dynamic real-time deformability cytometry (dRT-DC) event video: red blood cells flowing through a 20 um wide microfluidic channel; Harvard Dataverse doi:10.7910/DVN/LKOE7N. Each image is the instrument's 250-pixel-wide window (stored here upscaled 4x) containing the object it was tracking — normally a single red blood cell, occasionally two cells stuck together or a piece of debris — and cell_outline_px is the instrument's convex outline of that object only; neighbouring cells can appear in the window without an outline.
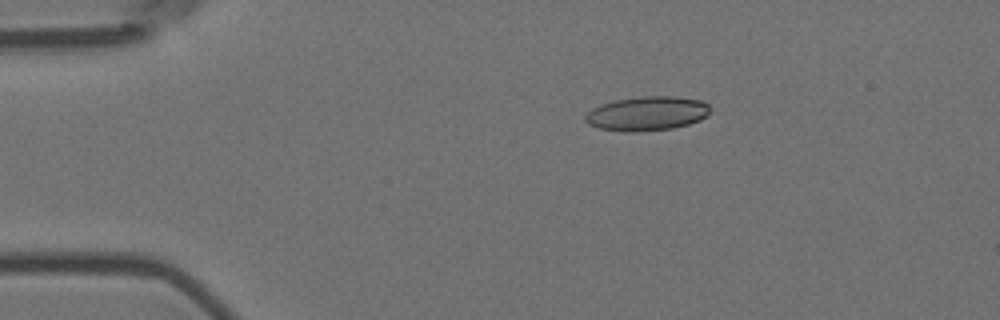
{"species": "Egyptian fruit bat (a non-hibernating species)", "species_latin": "Rousettus aegyptiacus", "temperature_condition": "room temperature", "stored_images_in_passage": 6, "camera_frame_rate_fps": 3000, "um_per_image_px": 0.085, "animal": {"sex": "female"}, "frame": {"image": 1, "passage_image": 3, "time_ms": 0.667, "image_size_px": [1000, 320], "cell_outline_px": [[708, 116], [700, 120], [688, 124], [672, 128], [636, 132], [628, 132], [600, 128], [588, 124], [584, 120], [584, 116], [592, 108], [600, 104], [616, 100], [644, 96], [676, 96], [700, 100], [708, 104]], "centroid_in_image_um": [54.98, 9.65], "position_along_channel_um": 30.0, "area_um2": 24.85}}
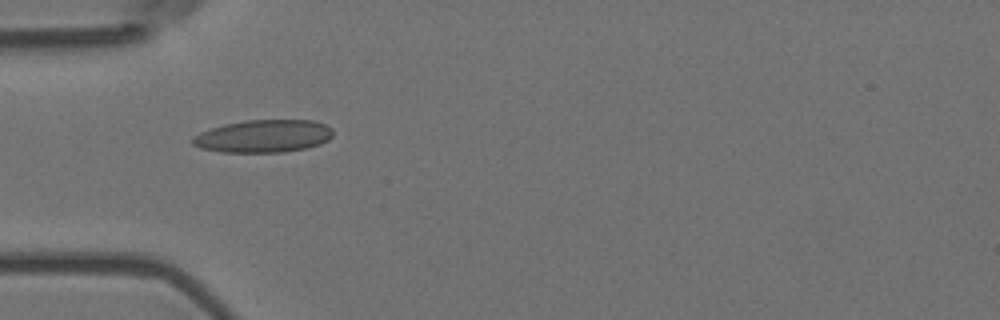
{"frame": {"image": 2, "passage_image": 5, "time_ms": 1.333, "image_size_px": [1000, 320], "cell_outline_px": [[332, 136], [328, 140], [320, 144], [304, 148], [280, 152], [220, 152], [200, 148], [192, 144], [192, 136], [200, 132], [224, 124], [248, 120], [312, 120], [324, 124], [332, 128]], "centroid_in_image_um": [22.37, 11.57], "position_along_channel_um": 62.6, "area_um2": 26.65}}
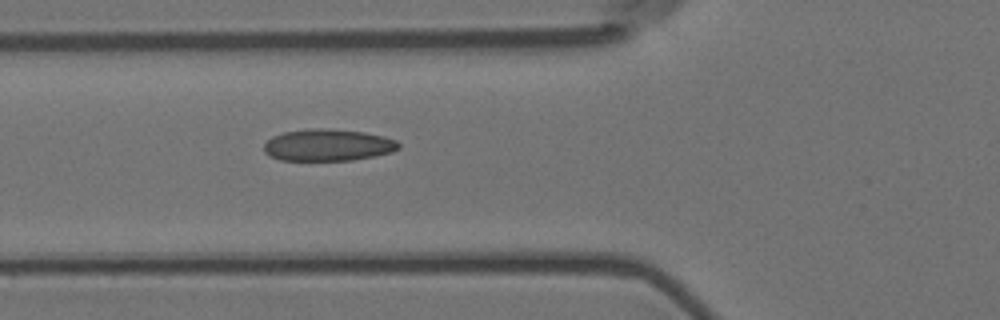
{"frame": {"image": 3, "passage_image": 6, "time_ms": 1.667, "image_size_px": [1000, 320], "cell_outline_px": [[400, 148], [392, 152], [376, 156], [352, 160], [280, 160], [268, 156], [264, 152], [264, 144], [272, 136], [284, 132], [312, 128], [320, 128], [364, 132], [384, 136], [396, 140], [400, 144]], "centroid_in_image_um": [27.88, 12.33], "position_along_channel_um": 97.9, "area_um2": 25.09}}